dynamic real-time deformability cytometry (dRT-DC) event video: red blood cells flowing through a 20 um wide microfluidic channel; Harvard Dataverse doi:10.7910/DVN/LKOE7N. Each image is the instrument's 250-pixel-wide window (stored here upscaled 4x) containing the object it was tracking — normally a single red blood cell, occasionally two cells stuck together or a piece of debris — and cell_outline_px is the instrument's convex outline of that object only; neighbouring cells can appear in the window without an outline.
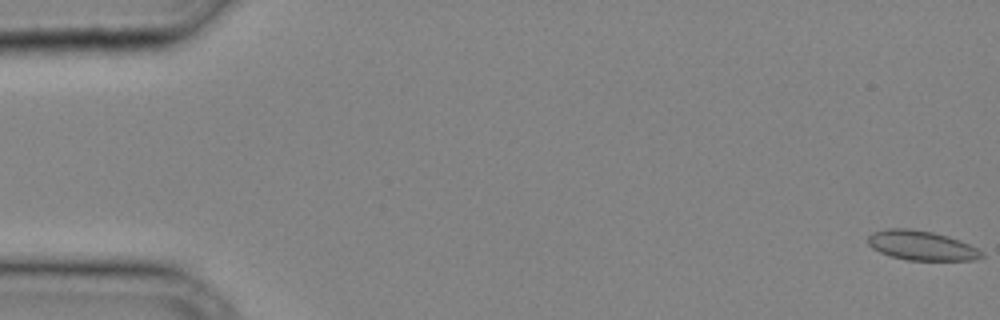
{"species": "common noctule bat (a hibernating species)", "species_latin": "Nyctalus noctula", "temperature_condition": "cold", "stored_images_in_passage": 36, "camera_frame_rate_fps": 3000, "um_per_image_px": 0.085, "animal": {"sex": "male", "body_mass_g": 20.4}, "frame": {"image": 1, "passage_image": 1, "time_ms": 0.0, "image_size_px": [1000, 320], "cell_outline_px": [[984, 256], [976, 260], [908, 260], [892, 256], [880, 252], [872, 248], [868, 244], [868, 236], [872, 232], [888, 228], [908, 228], [932, 232], [948, 236], [960, 240], [984, 252]], "centroid_in_image_um": [78.33, 20.86], "position_along_channel_um": 6.7, "area_um2": 19.54}}
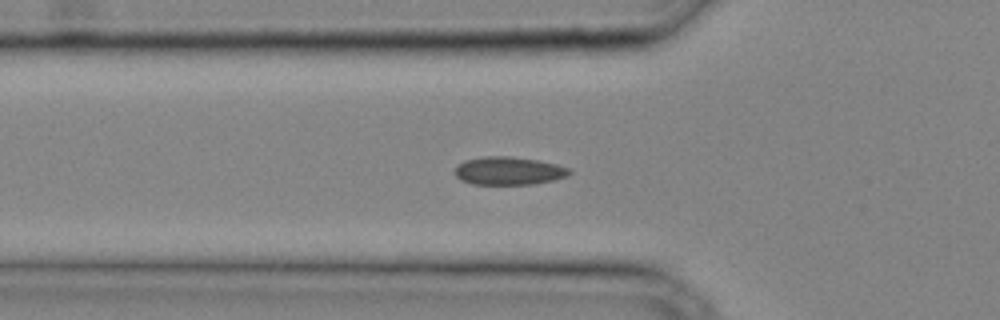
{"frame": {"image": 2, "passage_image": 13, "time_ms": 4.0, "image_size_px": [1000, 320], "cell_outline_px": [[572, 172], [568, 176], [552, 180], [532, 184], [472, 184], [460, 180], [456, 176], [456, 164], [464, 160], [484, 156], [512, 156], [540, 160], [572, 168]], "centroid_in_image_um": [43.25, 14.51], "position_along_channel_um": 82.5, "area_um2": 18.96}}
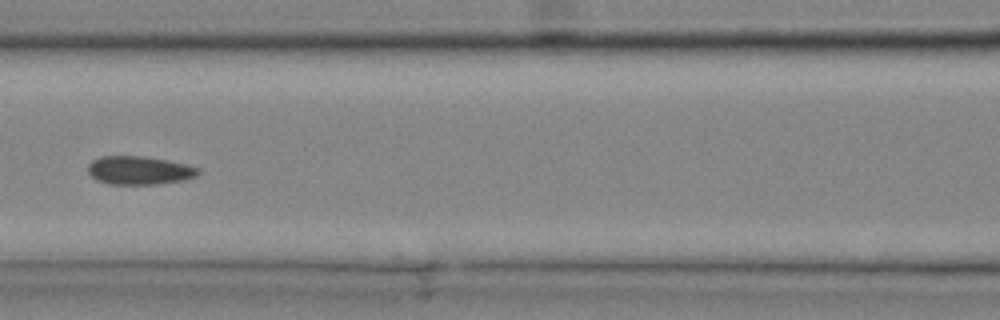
{"frame": {"image": 3, "passage_image": 17, "time_ms": 5.333, "image_size_px": [1000, 320], "cell_outline_px": [[200, 172], [196, 176], [184, 180], [156, 184], [108, 184], [96, 180], [88, 172], [88, 164], [92, 160], [100, 156], [144, 156], [168, 160], [200, 168]], "centroid_in_image_um": [11.82, 14.48], "position_along_channel_um": 154.8, "area_um2": 18.32}}